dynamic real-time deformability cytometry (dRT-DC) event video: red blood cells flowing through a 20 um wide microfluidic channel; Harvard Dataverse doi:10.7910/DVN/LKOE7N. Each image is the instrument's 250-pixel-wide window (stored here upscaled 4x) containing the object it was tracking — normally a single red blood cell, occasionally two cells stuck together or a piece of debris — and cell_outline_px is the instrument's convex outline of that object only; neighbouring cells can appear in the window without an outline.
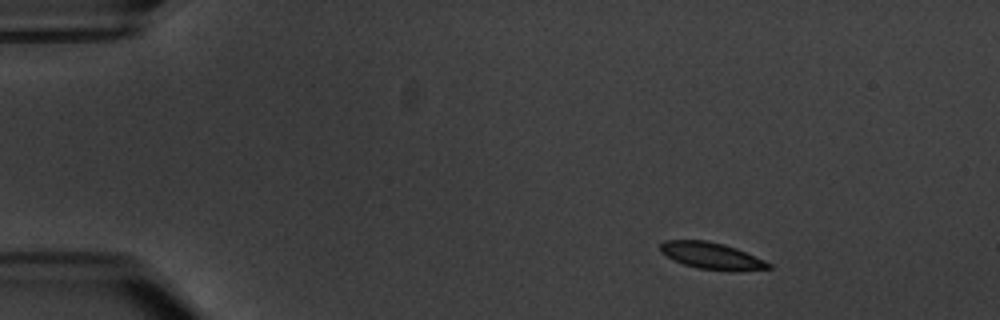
{"species": "common noctule bat (a hibernating species)", "species_latin": "Nyctalus noctula", "temperature_condition": "warm", "stored_images_in_passage": 8, "camera_frame_rate_fps": 3000, "um_per_image_px": 0.085, "animal": {"sex": "male", "body_mass_g": 20.1, "forearm_length_mm": 53.5}, "frame": {"image": 1, "passage_image": 1, "time_ms": 0.0, "image_size_px": [1000, 320], "cell_outline_px": [[772, 268], [736, 272], [732, 272], [696, 268], [684, 264], [660, 252], [660, 244], [664, 240], [704, 240], [724, 244], [736, 248], [764, 260], [772, 264]], "centroid_in_image_um": [60.52, 21.76], "position_along_channel_um": 24.5, "area_um2": 16.94}}
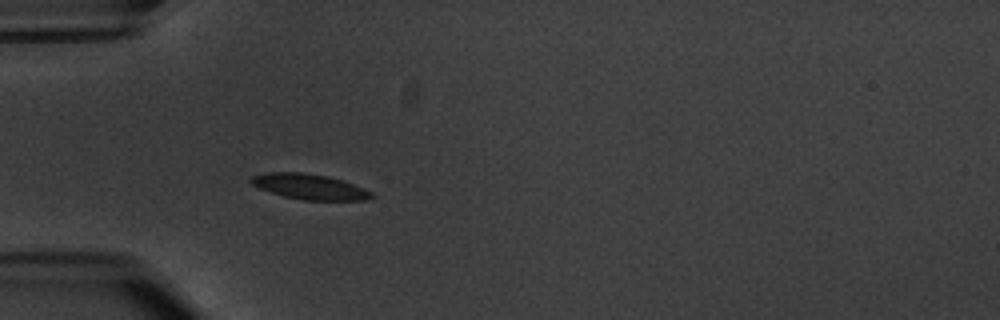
{"frame": {"image": 2, "passage_image": 4, "time_ms": 3.333, "image_size_px": [1000, 320], "cell_outline_px": [[376, 196], [372, 200], [304, 200], [284, 196], [260, 188], [252, 184], [248, 180], [252, 176], [264, 172], [300, 172], [328, 176], [352, 184], [372, 192]], "centroid_in_image_um": [26.32, 15.87], "position_along_channel_um": 58.7, "area_um2": 17.74}}